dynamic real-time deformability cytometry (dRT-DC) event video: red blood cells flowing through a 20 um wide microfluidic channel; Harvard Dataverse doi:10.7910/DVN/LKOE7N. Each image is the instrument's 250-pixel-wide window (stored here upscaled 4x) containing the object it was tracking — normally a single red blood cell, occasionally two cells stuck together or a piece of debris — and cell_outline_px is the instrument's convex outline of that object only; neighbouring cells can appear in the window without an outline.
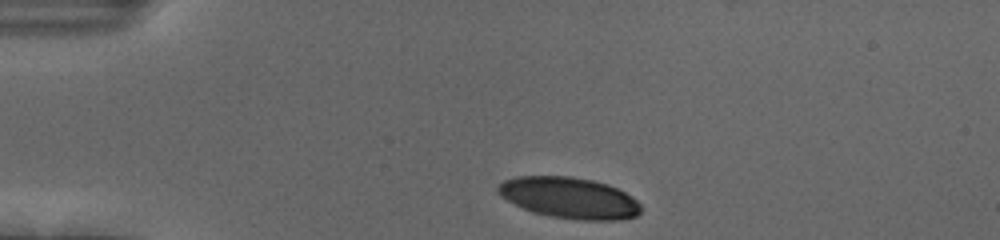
{"species": "human", "species_latin": "Homo sapiens", "temperature_condition": "cold", "stored_images_in_passage": 36, "camera_frame_rate_fps": 3000, "um_per_image_px": 0.085, "donor": {"sex": "female"}, "frame": {"image": 1, "passage_image": 2, "time_ms": 0.333, "image_size_px": [1000, 240], "cell_outline_px": [[640, 212], [636, 216], [620, 220], [580, 220], [552, 216], [532, 212], [500, 196], [496, 192], [496, 188], [504, 180], [516, 176], [572, 176], [592, 180], [608, 184], [624, 192], [636, 200], [640, 204]], "centroid_in_image_um": [48.38, 16.81], "position_along_channel_um": 36.6, "area_um2": 34.16}}
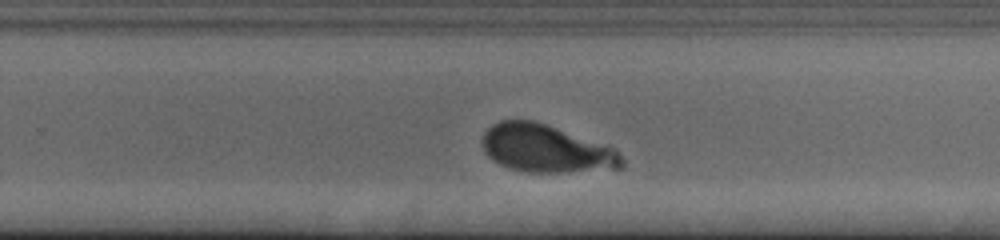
{"frame": {"image": 2, "passage_image": 26, "time_ms": 8.333, "image_size_px": [1000, 240], "cell_outline_px": [[608, 148], [604, 156], [596, 164], [584, 168], [560, 172], [528, 172], [508, 168], [492, 160], [484, 152], [484, 132], [492, 124], [500, 120], [532, 120], [608, 144]], "centroid_in_image_um": [45.91, 12.52], "position_along_channel_um": 283.9, "area_um2": 35.14}}
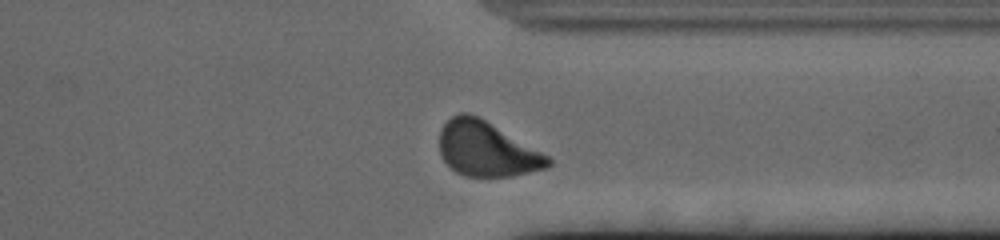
{"frame": {"image": 3, "passage_image": 33, "time_ms": 10.667, "image_size_px": [1000, 240], "cell_outline_px": [[552, 164], [548, 168], [512, 176], [464, 176], [456, 172], [440, 156], [440, 128], [452, 116], [460, 112], [468, 112], [484, 120], [548, 156], [552, 160]], "centroid_in_image_um": [41.34, 12.68], "position_along_channel_um": 370.1, "area_um2": 34.16}, "authors_computed_cell_mechanics": {"area_um2": 35.7493, "velocity_mm_per_s": 3.6703, "shape_relaxation_time_tau1_ms": 3.1652, "shape_relaxation_time_tau2_ms": null, "deformation_change_tau1": 0.1701, "deformation_change_tau2": null}}